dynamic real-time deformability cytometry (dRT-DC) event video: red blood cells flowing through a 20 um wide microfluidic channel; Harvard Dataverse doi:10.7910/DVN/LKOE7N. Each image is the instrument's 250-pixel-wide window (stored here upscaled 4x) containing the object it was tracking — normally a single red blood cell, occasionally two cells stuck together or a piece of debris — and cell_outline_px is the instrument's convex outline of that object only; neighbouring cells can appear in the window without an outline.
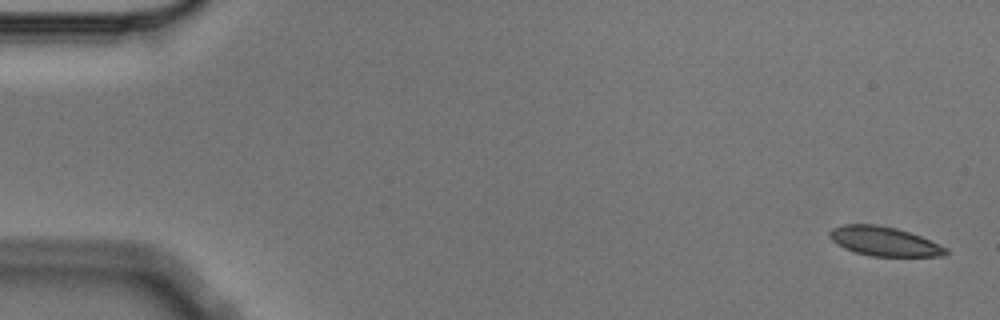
{"species": "Egyptian fruit bat (a non-hibernating species)", "species_latin": "Rousettus aegyptiacus", "temperature_condition": "cold", "stored_images_in_passage": 6, "camera_frame_rate_fps": 3000, "um_per_image_px": 0.085, "animal": {"sex": "male"}, "frame": {"image": 1, "passage_image": 1, "time_ms": 0.0, "image_size_px": [1000, 320], "cell_outline_px": [[948, 252], [944, 256], [872, 256], [852, 252], [836, 244], [828, 236], [828, 232], [832, 228], [844, 224], [876, 224], [896, 228], [920, 236], [948, 248]], "centroid_in_image_um": [75.11, 20.51], "position_along_channel_um": 9.9, "area_um2": 19.88}}
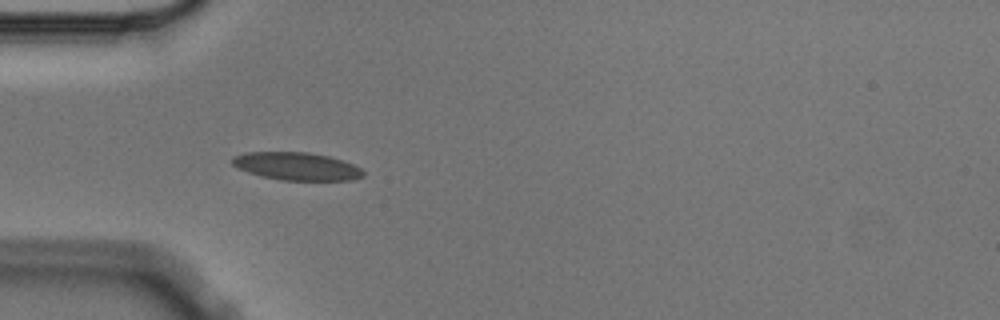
{"frame": {"image": 2, "passage_image": 5, "time_ms": 1.333, "image_size_px": [1000, 320], "cell_outline_px": [[364, 176], [352, 180], [280, 180], [260, 176], [236, 168], [232, 164], [232, 156], [244, 152], [308, 152], [328, 156], [352, 164], [360, 168], [364, 172]], "centroid_in_image_um": [25.17, 14.13], "position_along_channel_um": 59.8, "area_um2": 21.27}}
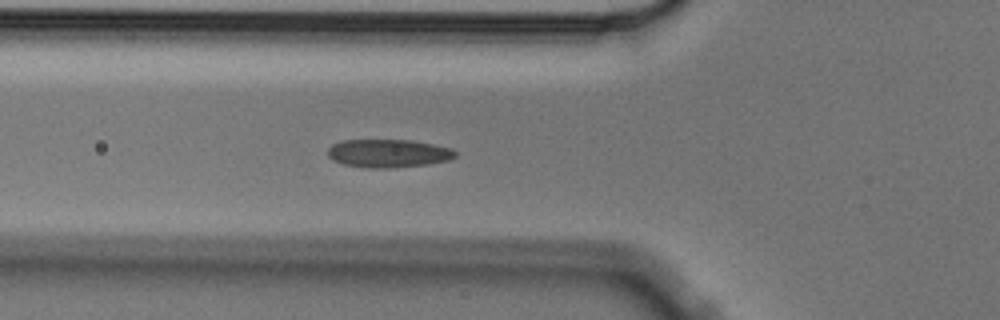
{"frame": {"image": 3, "passage_image": 6, "time_ms": 1.667, "image_size_px": [1000, 320], "cell_outline_px": [[456, 156], [448, 160], [428, 164], [392, 168], [364, 168], [344, 164], [332, 160], [328, 156], [328, 148], [332, 144], [340, 140], [408, 140], [432, 144], [452, 148], [456, 152]], "centroid_in_image_um": [32.97, 13.04], "position_along_channel_um": 92.8, "area_um2": 21.04}}